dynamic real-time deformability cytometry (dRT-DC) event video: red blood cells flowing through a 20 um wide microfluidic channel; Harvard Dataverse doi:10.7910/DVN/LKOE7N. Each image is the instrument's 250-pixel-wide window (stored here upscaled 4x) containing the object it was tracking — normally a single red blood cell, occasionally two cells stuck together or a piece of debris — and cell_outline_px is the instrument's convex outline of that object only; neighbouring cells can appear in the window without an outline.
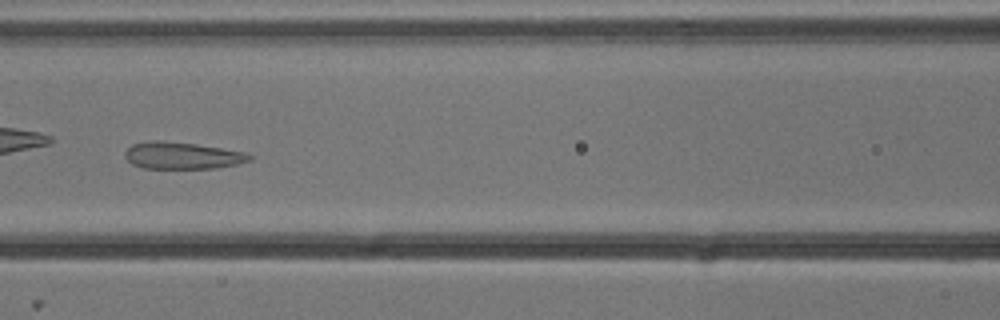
{"species": "common noctule bat (a hibernating species)", "species_latin": "Nyctalus noctula", "temperature_condition": "cold", "stored_images_in_passage": 8, "camera_frame_rate_fps": 3000, "um_per_image_px": 0.085, "animal": {"sex": "male", "body_mass_g": 13.3}, "frame": {"image": 1, "passage_image": 6, "time_ms": 1.667, "image_size_px": [1000, 320], "cell_outline_px": [[252, 160], [236, 164], [216, 168], [144, 168], [132, 164], [124, 156], [124, 152], [132, 144], [152, 140], [160, 140], [196, 144], [248, 152], [252, 156]], "centroid_in_image_um": [15.5, 13.21], "position_along_channel_um": 151.1, "area_um2": 19.59}}
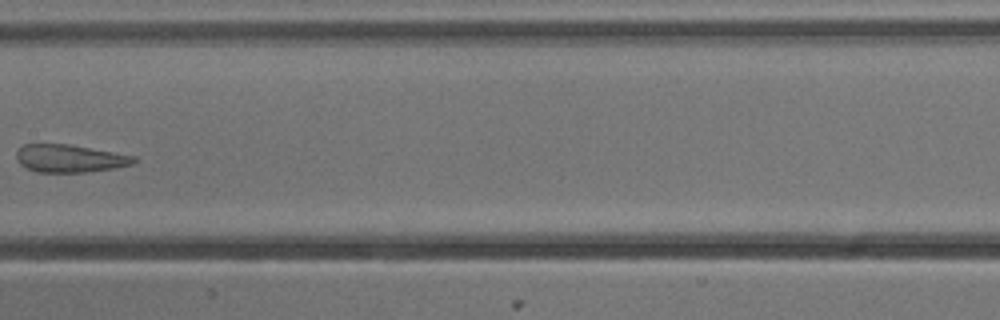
{"frame": {"image": 2, "passage_image": 7, "time_ms": 2.0, "image_size_px": [1000, 320], "cell_outline_px": [[136, 160], [132, 164], [112, 168], [84, 172], [36, 172], [20, 164], [16, 160], [16, 152], [24, 144], [68, 144], [136, 156]], "centroid_in_image_um": [5.89, 13.46], "position_along_channel_um": 201.5, "area_um2": 18.79}}
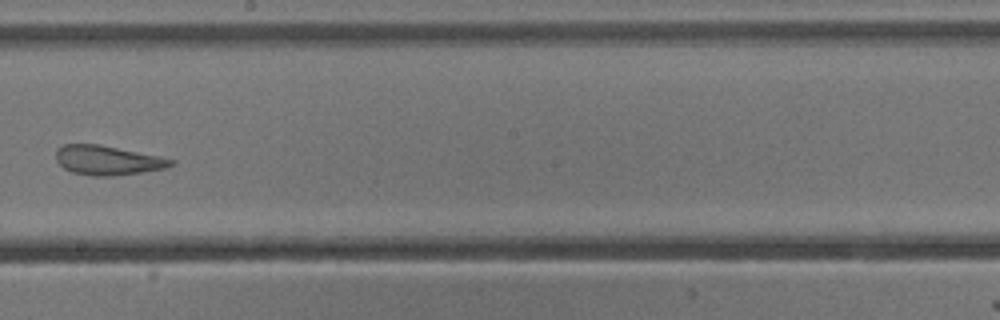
{"frame": {"image": 3, "passage_image": 8, "time_ms": 2.333, "image_size_px": [1000, 320], "cell_outline_px": [[176, 164], [164, 168], [144, 172], [112, 176], [92, 176], [72, 172], [64, 168], [56, 160], [56, 152], [64, 144], [100, 144], [176, 160]], "centroid_in_image_um": [9.16, 13.63], "position_along_channel_um": 239.0, "area_um2": 19.59}}